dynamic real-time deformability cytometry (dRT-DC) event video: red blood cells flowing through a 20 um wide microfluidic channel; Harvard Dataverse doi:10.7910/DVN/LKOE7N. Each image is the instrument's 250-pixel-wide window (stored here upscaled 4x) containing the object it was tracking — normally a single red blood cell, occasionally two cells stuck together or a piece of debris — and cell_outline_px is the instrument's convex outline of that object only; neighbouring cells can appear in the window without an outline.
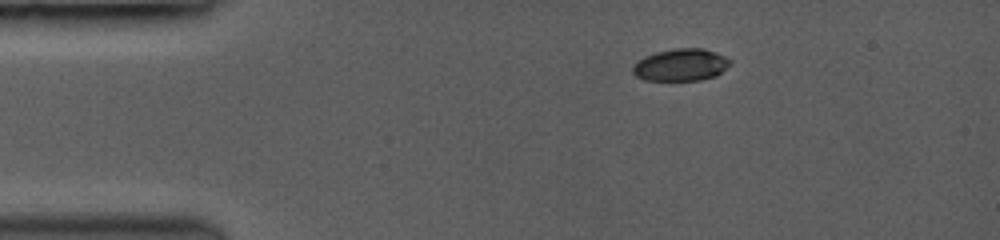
{"species": "common noctule bat (a hibernating species)", "species_latin": "Nyctalus noctula", "temperature_condition": "room temperature", "stored_images_in_passage": 4, "camera_frame_rate_fps": 3000, "um_per_image_px": 0.085, "animal": {"sex": "female", "body_mass_g": 19.0, "forearm_length_mm": 53.3}, "frame": {"image": 1, "passage_image": 1, "time_ms": 0.0, "image_size_px": [1000, 240], "cell_outline_px": [[732, 64], [716, 76], [700, 80], [644, 80], [636, 76], [632, 72], [632, 68], [644, 56], [656, 52], [676, 48], [704, 48], [716, 52], [732, 60]], "centroid_in_image_um": [57.91, 5.51], "position_along_channel_um": 27.1, "area_um2": 18.32}}
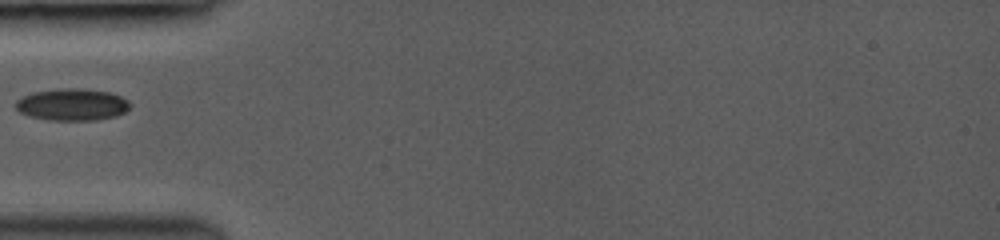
{"frame": {"image": 2, "passage_image": 4, "time_ms": 2.667, "image_size_px": [1000, 240], "cell_outline_px": [[132, 104], [124, 112], [116, 116], [96, 120], [52, 120], [28, 116], [20, 112], [12, 104], [16, 100], [32, 92], [64, 88], [80, 88], [108, 92], [120, 96], [128, 100]], "centroid_in_image_um": [6.11, 8.89], "position_along_channel_um": 78.9, "area_um2": 21.33}}